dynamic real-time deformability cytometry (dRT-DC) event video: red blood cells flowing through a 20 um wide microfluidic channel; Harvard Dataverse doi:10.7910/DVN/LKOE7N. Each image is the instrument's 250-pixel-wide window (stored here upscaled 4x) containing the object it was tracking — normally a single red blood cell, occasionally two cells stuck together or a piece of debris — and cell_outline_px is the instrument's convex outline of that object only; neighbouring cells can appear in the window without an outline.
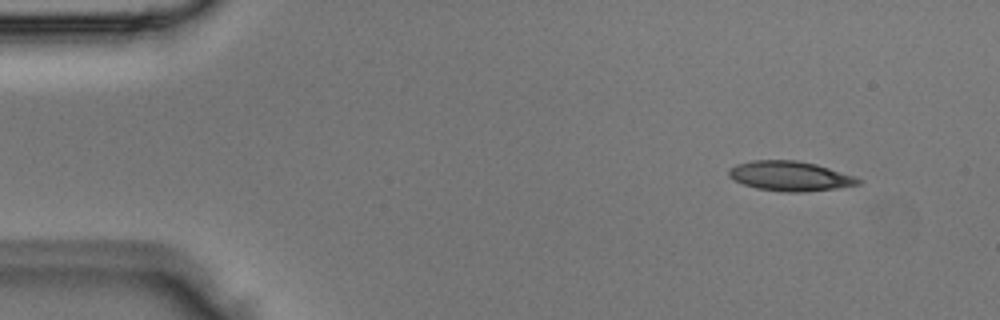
{"species": "Egyptian fruit bat (a non-hibernating species)", "species_latin": "Rousettus aegyptiacus", "temperature_condition": "room temperature", "stored_images_in_passage": 3, "camera_frame_rate_fps": 3000, "um_per_image_px": 0.085, "animal": {"sex": "male"}, "frame": {"image": 1, "passage_image": 1, "time_ms": 0.0, "image_size_px": [1000, 320], "cell_outline_px": [[864, 180], [860, 184], [836, 188], [800, 192], [788, 192], [756, 188], [744, 184], [728, 176], [728, 168], [736, 164], [752, 160], [796, 160], [816, 164]], "centroid_in_image_um": [67.12, 14.96], "position_along_channel_um": 17.9, "area_um2": 22.2}}
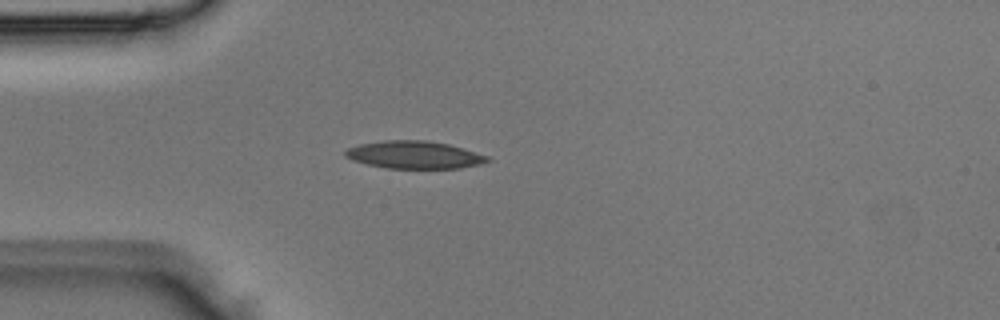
{"frame": {"image": 2, "passage_image": 3, "time_ms": 0.667, "image_size_px": [1000, 320], "cell_outline_px": [[492, 160], [480, 164], [460, 168], [384, 168], [352, 160], [344, 156], [344, 152], [348, 148], [360, 144], [384, 140], [424, 140], [448, 144], [464, 148], [488, 156]], "centroid_in_image_um": [35.22, 13.16], "position_along_channel_um": 49.8, "area_um2": 22.83}}